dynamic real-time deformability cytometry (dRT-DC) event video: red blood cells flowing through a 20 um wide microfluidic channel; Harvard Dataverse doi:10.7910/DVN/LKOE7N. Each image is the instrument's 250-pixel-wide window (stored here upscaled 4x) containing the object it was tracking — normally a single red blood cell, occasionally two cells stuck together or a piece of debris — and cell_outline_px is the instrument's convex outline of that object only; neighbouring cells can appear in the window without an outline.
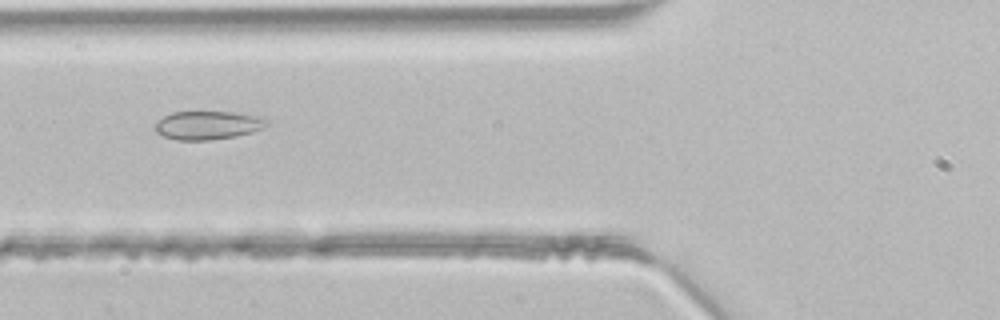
{"species": "common noctule bat (a hibernating species)", "species_latin": "Nyctalus noctula", "temperature_condition": "room temperature", "stored_images_in_passage": 31, "camera_frame_rate_fps": 3000, "um_per_image_px": 0.085, "animal": {"sex": "male", "body_mass_g": 21.5, "forearm_length_mm": 52.0}, "frame": {"image": 1, "passage_image": 3, "time_ms": 0.667, "image_size_px": [1000, 320], "cell_outline_px": [[268, 124], [264, 128], [252, 132], [236, 136], [212, 140], [176, 140], [164, 136], [156, 132], [156, 120], [172, 112], [232, 112], [264, 116], [268, 120]], "centroid_in_image_um": [17.7, 10.64], "position_along_channel_um": 108.1, "area_um2": 18.73}}
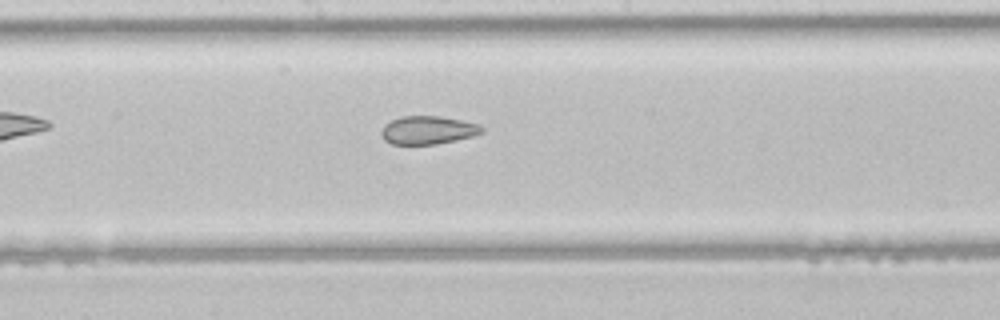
{"frame": {"image": 2, "passage_image": 10, "time_ms": 3.0, "image_size_px": [1000, 320], "cell_outline_px": [[484, 132], [472, 136], [456, 140], [436, 144], [392, 144], [384, 140], [380, 132], [384, 124], [400, 116], [440, 116], [480, 124], [484, 128]], "centroid_in_image_um": [36.37, 11.05], "position_along_channel_um": 211.8, "area_um2": 16.59}}
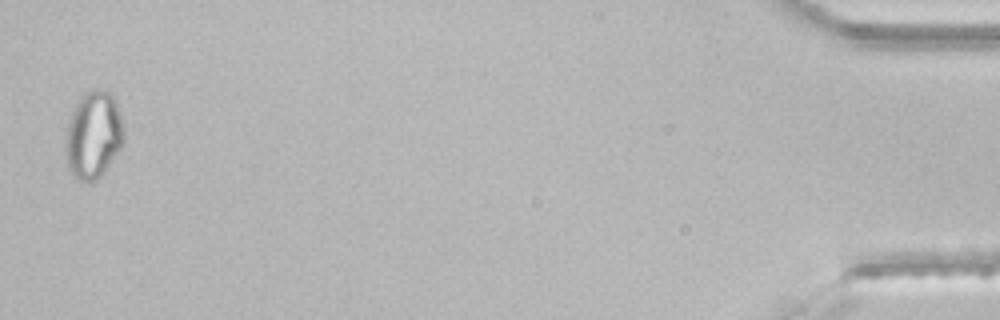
{"frame": {"image": 3, "passage_image": 31, "time_ms": 10.0, "image_size_px": [1000, 320], "cell_outline_px": [[124, 140], [120, 148], [104, 172], [96, 180], [80, 180], [68, 168], [64, 148], [68, 120], [76, 104], [84, 92], [92, 88], [96, 88], [108, 92], [116, 100], [124, 124]], "centroid_in_image_um": [7.94, 11.43], "position_along_channel_um": 427.3, "area_um2": 29.71}}